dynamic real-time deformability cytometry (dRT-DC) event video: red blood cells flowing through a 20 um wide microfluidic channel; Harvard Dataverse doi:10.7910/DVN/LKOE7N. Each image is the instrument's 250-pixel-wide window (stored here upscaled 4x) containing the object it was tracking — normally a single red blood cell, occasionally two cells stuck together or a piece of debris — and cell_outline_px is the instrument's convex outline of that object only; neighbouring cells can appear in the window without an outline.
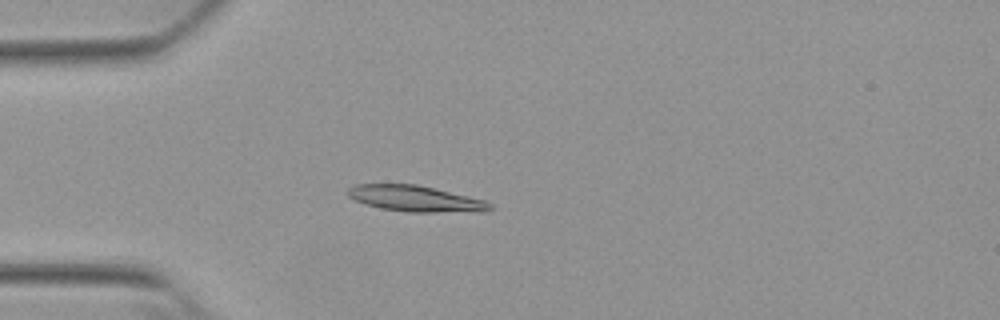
{"species": "Egyptian fruit bat (a non-hibernating species)", "species_latin": "Rousettus aegyptiacus", "temperature_condition": "warm", "stored_images_in_passage": 53, "camera_frame_rate_fps": 3000, "um_per_image_px": 0.085, "animal": {"sex": "female"}, "frame": {"image": 1, "passage_image": 15, "time_ms": 4.667, "image_size_px": [1000, 320], "cell_outline_px": [[492, 208], [484, 212], [408, 212], [380, 208], [364, 204], [352, 200], [348, 196], [348, 188], [352, 184], [416, 184], [468, 196], [484, 200], [492, 204]], "centroid_in_image_um": [35.28, 16.89], "position_along_channel_um": 49.7, "area_um2": 21.68}}
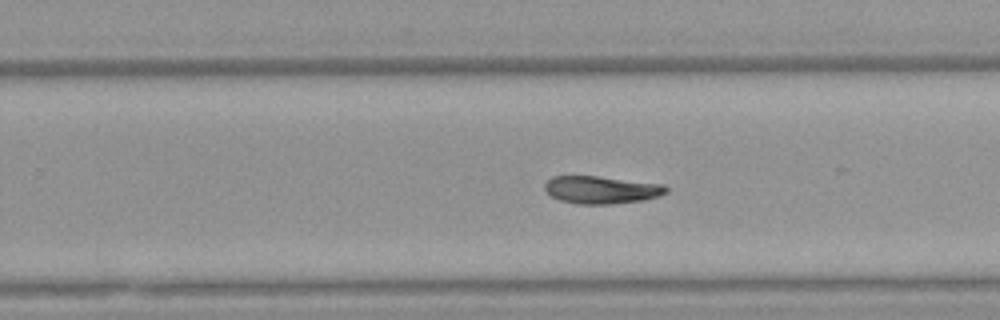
{"frame": {"image": 2, "passage_image": 34, "time_ms": 11.0, "image_size_px": [1000, 320], "cell_outline_px": [[668, 192], [660, 196], [644, 200], [608, 204], [576, 204], [560, 200], [544, 192], [544, 184], [552, 176], [596, 176], [664, 184], [668, 188]], "centroid_in_image_um": [51.11, 16.13], "position_along_channel_um": 278.7, "area_um2": 19.65}}
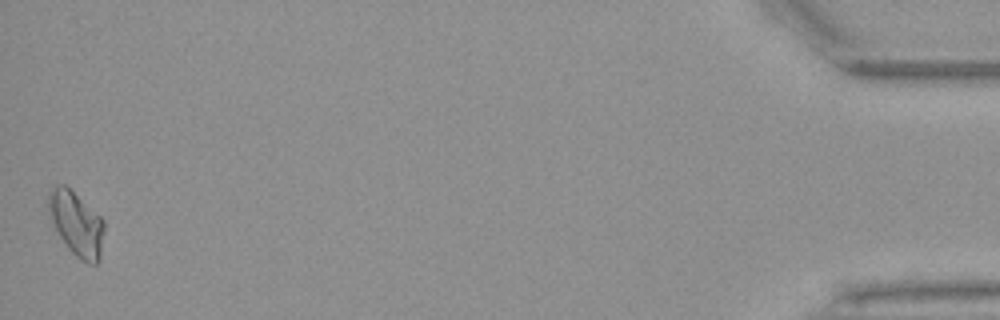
{"frame": {"image": 3, "passage_image": 53, "time_ms": 17.333, "image_size_px": [1000, 320], "cell_outline_px": [[104, 232], [100, 260], [96, 264], [88, 264], [80, 260], [68, 248], [60, 236], [52, 220], [48, 208], [48, 192], [52, 184], [64, 184], [100, 216], [104, 220]], "centroid_in_image_um": [6.5, 19.02], "position_along_channel_um": 428.7, "area_um2": 20.75}, "authors_computed_cell_mechanics": {"area_um2": 20.1722, "velocity_mm_per_s": 3.8318, "shape_relaxation_time_tau1_ms": 9.1727, "shape_relaxation_time_tau2_ms": null, "deformation_change_tau1": 0.216, "deformation_change_tau2": null}}